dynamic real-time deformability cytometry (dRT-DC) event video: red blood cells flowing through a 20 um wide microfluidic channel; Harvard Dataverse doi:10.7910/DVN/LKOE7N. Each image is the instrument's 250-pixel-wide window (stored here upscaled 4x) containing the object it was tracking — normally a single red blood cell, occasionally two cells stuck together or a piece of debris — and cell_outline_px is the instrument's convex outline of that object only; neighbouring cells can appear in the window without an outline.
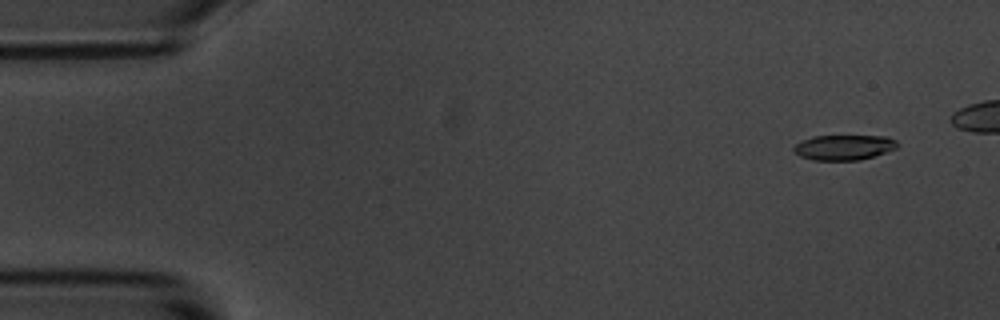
{"species": "common noctule bat (a hibernating species)", "species_latin": "Nyctalus noctula", "temperature_condition": "room temperature", "stored_images_in_passage": 49, "camera_frame_rate_fps": 3000, "um_per_image_px": 0.085, "animal": {"sex": "male", "body_mass_g": 20.1, "forearm_length_mm": 53.5}, "frame": {"image": 1, "passage_image": 4, "time_ms": 1.0, "image_size_px": [1000, 320], "cell_outline_px": [[900, 144], [896, 148], [860, 160], [812, 160], [800, 156], [792, 148], [796, 144], [812, 136], [888, 136], [896, 140]], "centroid_in_image_um": [71.75, 12.52], "position_along_channel_um": 13.3, "area_um2": 15.09}}
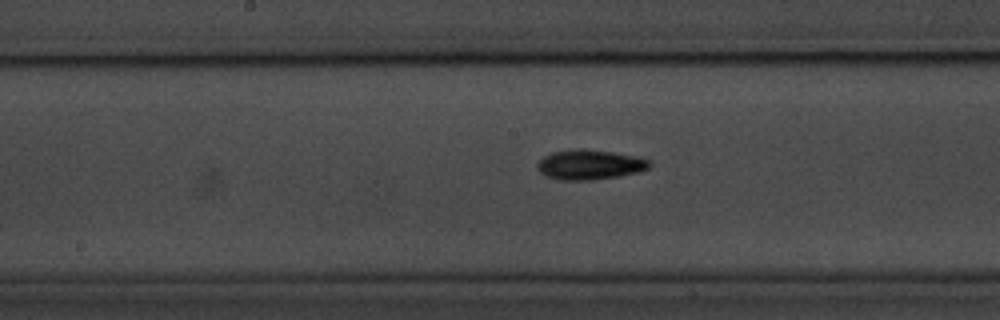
{"frame": {"image": 2, "passage_image": 28, "time_ms": 9.0, "image_size_px": [1000, 320], "cell_outline_px": [[652, 164], [648, 168], [640, 172], [620, 176], [592, 180], [560, 180], [544, 176], [536, 168], [536, 164], [544, 156], [552, 152], [580, 148], [584, 148], [612, 152], [632, 156], [648, 160]], "centroid_in_image_um": [50.09, 14.0], "position_along_channel_um": 198.1, "area_um2": 19.59}}
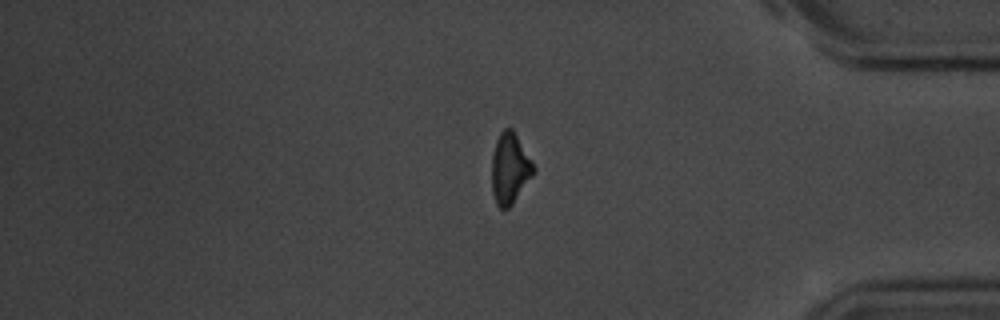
{"frame": {"image": 3, "passage_image": 46, "time_ms": 15.0, "image_size_px": [1000, 320], "cell_outline_px": [[536, 172], [512, 204], [508, 208], [500, 208], [496, 204], [492, 192], [492, 156], [496, 140], [500, 132], [504, 128], [512, 128], [532, 160], [536, 168]], "centroid_in_image_um": [43.35, 14.31], "position_along_channel_um": 391.9, "area_um2": 17.34}, "authors_computed_cell_mechanics": {"area_um2": 17.34, "velocity_mm_per_s": 3.6487, "shape_relaxation_time_tau1_ms": 3.4325, "shape_relaxation_time_tau2_ms": null, "deformation_change_tau1": 0.1261, "deformation_change_tau2": null}}